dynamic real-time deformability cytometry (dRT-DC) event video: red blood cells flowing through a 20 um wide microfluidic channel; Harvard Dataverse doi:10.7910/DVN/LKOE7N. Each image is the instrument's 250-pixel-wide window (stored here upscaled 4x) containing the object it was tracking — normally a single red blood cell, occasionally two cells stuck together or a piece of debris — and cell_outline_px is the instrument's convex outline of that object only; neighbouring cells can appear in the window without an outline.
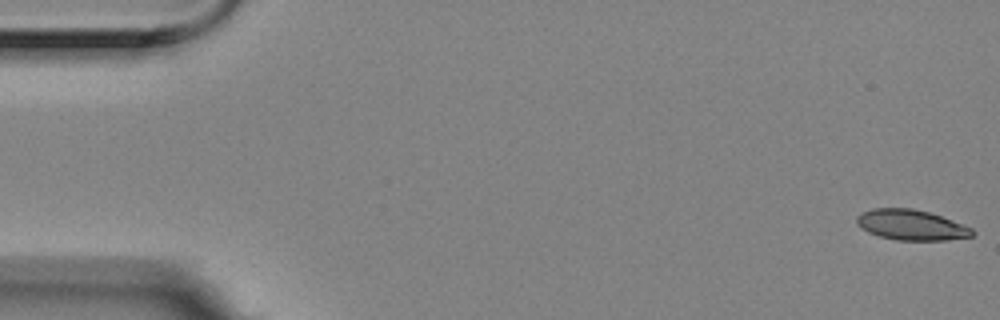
{"species": "Egyptian fruit bat (a non-hibernating species)", "species_latin": "Rousettus aegyptiacus", "temperature_condition": "room temperature", "stored_images_in_passage": 4, "camera_frame_rate_fps": 3000, "um_per_image_px": 0.085, "animal": {"sex": "female"}, "frame": {"image": 1, "passage_image": 1, "time_ms": 0.0, "image_size_px": [1000, 320], "cell_outline_px": [[976, 232], [972, 236], [948, 240], [896, 240], [880, 236], [868, 232], [860, 228], [856, 224], [856, 216], [860, 212], [872, 208], [912, 208], [928, 212], [952, 220], [972, 228]], "centroid_in_image_um": [77.42, 19.12], "position_along_channel_um": 7.6, "area_um2": 20.58}}